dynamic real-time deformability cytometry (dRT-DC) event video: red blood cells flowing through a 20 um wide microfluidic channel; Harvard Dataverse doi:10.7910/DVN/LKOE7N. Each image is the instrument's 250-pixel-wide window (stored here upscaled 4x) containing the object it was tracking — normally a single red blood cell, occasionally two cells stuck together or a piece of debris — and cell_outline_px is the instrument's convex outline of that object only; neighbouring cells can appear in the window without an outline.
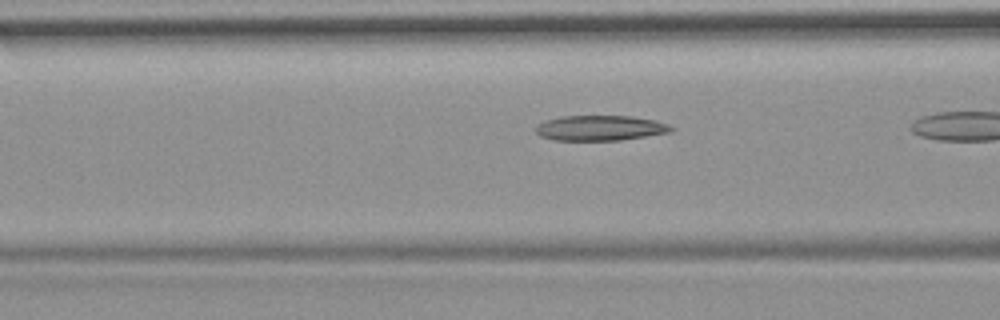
{"species": "common noctule bat (a hibernating species)", "species_latin": "Nyctalus noctula", "temperature_condition": "room temperature", "stored_images_in_passage": 10, "camera_frame_rate_fps": 3000, "um_per_image_px": 0.085, "animal": {"sex": "female", "body_mass_g": 19.9}, "frame": {"image": 1, "passage_image": 7, "time_ms": 2.0, "image_size_px": [1000, 320], "cell_outline_px": [[676, 128], [672, 132], [620, 140], [552, 140], [540, 136], [536, 132], [536, 124], [544, 120], [560, 116], [632, 116], [656, 120], [668, 124]], "centroid_in_image_um": [51.02, 10.87], "position_along_channel_um": 115.6, "area_um2": 20.11}}